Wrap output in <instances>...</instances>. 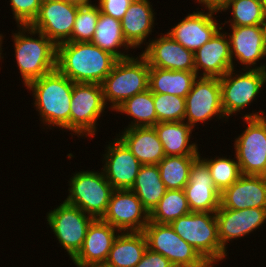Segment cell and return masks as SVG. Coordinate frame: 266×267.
I'll return each mask as SVG.
<instances>
[{
	"mask_svg": "<svg viewBox=\"0 0 266 267\" xmlns=\"http://www.w3.org/2000/svg\"><path fill=\"white\" fill-rule=\"evenodd\" d=\"M165 156L200 155L198 144L189 143L193 128L185 121L158 122L154 126Z\"/></svg>",
	"mask_w": 266,
	"mask_h": 267,
	"instance_id": "obj_26",
	"label": "cell"
},
{
	"mask_svg": "<svg viewBox=\"0 0 266 267\" xmlns=\"http://www.w3.org/2000/svg\"><path fill=\"white\" fill-rule=\"evenodd\" d=\"M17 26H29L38 15L41 0H10Z\"/></svg>",
	"mask_w": 266,
	"mask_h": 267,
	"instance_id": "obj_38",
	"label": "cell"
},
{
	"mask_svg": "<svg viewBox=\"0 0 266 267\" xmlns=\"http://www.w3.org/2000/svg\"><path fill=\"white\" fill-rule=\"evenodd\" d=\"M199 155L165 156L157 165L166 190L184 189L189 181L190 167Z\"/></svg>",
	"mask_w": 266,
	"mask_h": 267,
	"instance_id": "obj_32",
	"label": "cell"
},
{
	"mask_svg": "<svg viewBox=\"0 0 266 267\" xmlns=\"http://www.w3.org/2000/svg\"><path fill=\"white\" fill-rule=\"evenodd\" d=\"M119 233L102 219H94L87 229L82 248L72 262L77 267L104 265Z\"/></svg>",
	"mask_w": 266,
	"mask_h": 267,
	"instance_id": "obj_22",
	"label": "cell"
},
{
	"mask_svg": "<svg viewBox=\"0 0 266 267\" xmlns=\"http://www.w3.org/2000/svg\"><path fill=\"white\" fill-rule=\"evenodd\" d=\"M117 60L91 42L57 45L56 68L74 83L102 84Z\"/></svg>",
	"mask_w": 266,
	"mask_h": 267,
	"instance_id": "obj_1",
	"label": "cell"
},
{
	"mask_svg": "<svg viewBox=\"0 0 266 267\" xmlns=\"http://www.w3.org/2000/svg\"><path fill=\"white\" fill-rule=\"evenodd\" d=\"M17 28L20 30L12 33L14 55L22 82L27 86L31 81L56 69L57 46L43 33L28 25ZM36 35L38 37L35 38Z\"/></svg>",
	"mask_w": 266,
	"mask_h": 267,
	"instance_id": "obj_3",
	"label": "cell"
},
{
	"mask_svg": "<svg viewBox=\"0 0 266 267\" xmlns=\"http://www.w3.org/2000/svg\"><path fill=\"white\" fill-rule=\"evenodd\" d=\"M262 3H263L264 10L266 12V0H262Z\"/></svg>",
	"mask_w": 266,
	"mask_h": 267,
	"instance_id": "obj_46",
	"label": "cell"
},
{
	"mask_svg": "<svg viewBox=\"0 0 266 267\" xmlns=\"http://www.w3.org/2000/svg\"><path fill=\"white\" fill-rule=\"evenodd\" d=\"M150 213L166 192L158 165H141L134 185L130 189Z\"/></svg>",
	"mask_w": 266,
	"mask_h": 267,
	"instance_id": "obj_30",
	"label": "cell"
},
{
	"mask_svg": "<svg viewBox=\"0 0 266 267\" xmlns=\"http://www.w3.org/2000/svg\"><path fill=\"white\" fill-rule=\"evenodd\" d=\"M155 12L149 0H134L121 19V27L127 43L134 48L146 45V38L154 28Z\"/></svg>",
	"mask_w": 266,
	"mask_h": 267,
	"instance_id": "obj_25",
	"label": "cell"
},
{
	"mask_svg": "<svg viewBox=\"0 0 266 267\" xmlns=\"http://www.w3.org/2000/svg\"><path fill=\"white\" fill-rule=\"evenodd\" d=\"M190 212L184 189L166 190L164 196L150 212V222L170 224Z\"/></svg>",
	"mask_w": 266,
	"mask_h": 267,
	"instance_id": "obj_33",
	"label": "cell"
},
{
	"mask_svg": "<svg viewBox=\"0 0 266 267\" xmlns=\"http://www.w3.org/2000/svg\"><path fill=\"white\" fill-rule=\"evenodd\" d=\"M170 226L212 267L227 256L220 244L215 213L190 212L171 222Z\"/></svg>",
	"mask_w": 266,
	"mask_h": 267,
	"instance_id": "obj_5",
	"label": "cell"
},
{
	"mask_svg": "<svg viewBox=\"0 0 266 267\" xmlns=\"http://www.w3.org/2000/svg\"><path fill=\"white\" fill-rule=\"evenodd\" d=\"M143 232L147 248L166 257L174 267H212L170 224L149 221Z\"/></svg>",
	"mask_w": 266,
	"mask_h": 267,
	"instance_id": "obj_9",
	"label": "cell"
},
{
	"mask_svg": "<svg viewBox=\"0 0 266 267\" xmlns=\"http://www.w3.org/2000/svg\"><path fill=\"white\" fill-rule=\"evenodd\" d=\"M230 28L231 32H226V34L230 42L233 69H236L234 61L237 60L241 63L240 65H244L242 70H266L265 64L256 66L259 60L266 57V43L262 26L253 25Z\"/></svg>",
	"mask_w": 266,
	"mask_h": 267,
	"instance_id": "obj_17",
	"label": "cell"
},
{
	"mask_svg": "<svg viewBox=\"0 0 266 267\" xmlns=\"http://www.w3.org/2000/svg\"><path fill=\"white\" fill-rule=\"evenodd\" d=\"M234 157L230 159V156L229 158L226 156H215L214 159H205L199 155V158L207 165L213 182L220 192L230 187L242 176L239 163L235 155Z\"/></svg>",
	"mask_w": 266,
	"mask_h": 267,
	"instance_id": "obj_35",
	"label": "cell"
},
{
	"mask_svg": "<svg viewBox=\"0 0 266 267\" xmlns=\"http://www.w3.org/2000/svg\"><path fill=\"white\" fill-rule=\"evenodd\" d=\"M91 43L111 53L117 59H126L132 56V54H126L129 48H133L124 38L121 21L101 12ZM121 47H123V49L125 48L124 51H120Z\"/></svg>",
	"mask_w": 266,
	"mask_h": 267,
	"instance_id": "obj_29",
	"label": "cell"
},
{
	"mask_svg": "<svg viewBox=\"0 0 266 267\" xmlns=\"http://www.w3.org/2000/svg\"><path fill=\"white\" fill-rule=\"evenodd\" d=\"M46 217L58 243L72 260L82 248L87 229L94 218L65 201L49 211Z\"/></svg>",
	"mask_w": 266,
	"mask_h": 267,
	"instance_id": "obj_11",
	"label": "cell"
},
{
	"mask_svg": "<svg viewBox=\"0 0 266 267\" xmlns=\"http://www.w3.org/2000/svg\"><path fill=\"white\" fill-rule=\"evenodd\" d=\"M105 149V178L113 189H131L142 164L117 136Z\"/></svg>",
	"mask_w": 266,
	"mask_h": 267,
	"instance_id": "obj_16",
	"label": "cell"
},
{
	"mask_svg": "<svg viewBox=\"0 0 266 267\" xmlns=\"http://www.w3.org/2000/svg\"><path fill=\"white\" fill-rule=\"evenodd\" d=\"M150 66L139 54L137 57L118 59L102 82L105 104L114 111L126 99L149 89Z\"/></svg>",
	"mask_w": 266,
	"mask_h": 267,
	"instance_id": "obj_4",
	"label": "cell"
},
{
	"mask_svg": "<svg viewBox=\"0 0 266 267\" xmlns=\"http://www.w3.org/2000/svg\"><path fill=\"white\" fill-rule=\"evenodd\" d=\"M158 122L184 121L185 98L170 94L153 93Z\"/></svg>",
	"mask_w": 266,
	"mask_h": 267,
	"instance_id": "obj_37",
	"label": "cell"
},
{
	"mask_svg": "<svg viewBox=\"0 0 266 267\" xmlns=\"http://www.w3.org/2000/svg\"><path fill=\"white\" fill-rule=\"evenodd\" d=\"M73 84V81L56 68L26 86L29 91H32L40 121L48 128L52 126V128L59 127L61 130L70 131Z\"/></svg>",
	"mask_w": 266,
	"mask_h": 267,
	"instance_id": "obj_2",
	"label": "cell"
},
{
	"mask_svg": "<svg viewBox=\"0 0 266 267\" xmlns=\"http://www.w3.org/2000/svg\"><path fill=\"white\" fill-rule=\"evenodd\" d=\"M220 28L214 36L194 52L197 77H222L233 69L230 42L226 32ZM222 31V32H221Z\"/></svg>",
	"mask_w": 266,
	"mask_h": 267,
	"instance_id": "obj_21",
	"label": "cell"
},
{
	"mask_svg": "<svg viewBox=\"0 0 266 267\" xmlns=\"http://www.w3.org/2000/svg\"><path fill=\"white\" fill-rule=\"evenodd\" d=\"M185 117L193 129L199 122L206 123L217 117L227 121L221 104V88L219 78L197 77L190 92L185 97ZM222 118V119H221Z\"/></svg>",
	"mask_w": 266,
	"mask_h": 267,
	"instance_id": "obj_12",
	"label": "cell"
},
{
	"mask_svg": "<svg viewBox=\"0 0 266 267\" xmlns=\"http://www.w3.org/2000/svg\"><path fill=\"white\" fill-rule=\"evenodd\" d=\"M78 8L60 0L43 2L29 26L43 33L57 46L71 38Z\"/></svg>",
	"mask_w": 266,
	"mask_h": 267,
	"instance_id": "obj_14",
	"label": "cell"
},
{
	"mask_svg": "<svg viewBox=\"0 0 266 267\" xmlns=\"http://www.w3.org/2000/svg\"><path fill=\"white\" fill-rule=\"evenodd\" d=\"M220 207L266 209V176L242 175L221 192Z\"/></svg>",
	"mask_w": 266,
	"mask_h": 267,
	"instance_id": "obj_23",
	"label": "cell"
},
{
	"mask_svg": "<svg viewBox=\"0 0 266 267\" xmlns=\"http://www.w3.org/2000/svg\"><path fill=\"white\" fill-rule=\"evenodd\" d=\"M226 10L232 14V18L225 21L230 23L229 27L261 26L265 13L262 0H231L219 12Z\"/></svg>",
	"mask_w": 266,
	"mask_h": 267,
	"instance_id": "obj_34",
	"label": "cell"
},
{
	"mask_svg": "<svg viewBox=\"0 0 266 267\" xmlns=\"http://www.w3.org/2000/svg\"><path fill=\"white\" fill-rule=\"evenodd\" d=\"M102 220L120 232H141L150 221V213L130 189H114Z\"/></svg>",
	"mask_w": 266,
	"mask_h": 267,
	"instance_id": "obj_13",
	"label": "cell"
},
{
	"mask_svg": "<svg viewBox=\"0 0 266 267\" xmlns=\"http://www.w3.org/2000/svg\"><path fill=\"white\" fill-rule=\"evenodd\" d=\"M134 0H98L101 13L121 21Z\"/></svg>",
	"mask_w": 266,
	"mask_h": 267,
	"instance_id": "obj_39",
	"label": "cell"
},
{
	"mask_svg": "<svg viewBox=\"0 0 266 267\" xmlns=\"http://www.w3.org/2000/svg\"><path fill=\"white\" fill-rule=\"evenodd\" d=\"M114 111L126 114L132 118L131 123L126 128L154 127L158 123L153 93L150 89L126 99Z\"/></svg>",
	"mask_w": 266,
	"mask_h": 267,
	"instance_id": "obj_31",
	"label": "cell"
},
{
	"mask_svg": "<svg viewBox=\"0 0 266 267\" xmlns=\"http://www.w3.org/2000/svg\"><path fill=\"white\" fill-rule=\"evenodd\" d=\"M116 135L142 165H157L165 157L163 145L154 127L124 128V131Z\"/></svg>",
	"mask_w": 266,
	"mask_h": 267,
	"instance_id": "obj_24",
	"label": "cell"
},
{
	"mask_svg": "<svg viewBox=\"0 0 266 267\" xmlns=\"http://www.w3.org/2000/svg\"><path fill=\"white\" fill-rule=\"evenodd\" d=\"M85 267H106L104 265H89V266H85Z\"/></svg>",
	"mask_w": 266,
	"mask_h": 267,
	"instance_id": "obj_45",
	"label": "cell"
},
{
	"mask_svg": "<svg viewBox=\"0 0 266 267\" xmlns=\"http://www.w3.org/2000/svg\"><path fill=\"white\" fill-rule=\"evenodd\" d=\"M184 192L191 212L215 213L220 207L221 192L216 188L207 165L199 157L190 167Z\"/></svg>",
	"mask_w": 266,
	"mask_h": 267,
	"instance_id": "obj_19",
	"label": "cell"
},
{
	"mask_svg": "<svg viewBox=\"0 0 266 267\" xmlns=\"http://www.w3.org/2000/svg\"><path fill=\"white\" fill-rule=\"evenodd\" d=\"M135 267H174L172 263L160 253L146 249L141 261Z\"/></svg>",
	"mask_w": 266,
	"mask_h": 267,
	"instance_id": "obj_40",
	"label": "cell"
},
{
	"mask_svg": "<svg viewBox=\"0 0 266 267\" xmlns=\"http://www.w3.org/2000/svg\"><path fill=\"white\" fill-rule=\"evenodd\" d=\"M197 75L193 71L167 70L150 67L149 89L152 93L186 97Z\"/></svg>",
	"mask_w": 266,
	"mask_h": 267,
	"instance_id": "obj_28",
	"label": "cell"
},
{
	"mask_svg": "<svg viewBox=\"0 0 266 267\" xmlns=\"http://www.w3.org/2000/svg\"><path fill=\"white\" fill-rule=\"evenodd\" d=\"M243 71L236 74V70L231 69L219 78L221 104L226 119L253 103L266 83V70Z\"/></svg>",
	"mask_w": 266,
	"mask_h": 267,
	"instance_id": "obj_10",
	"label": "cell"
},
{
	"mask_svg": "<svg viewBox=\"0 0 266 267\" xmlns=\"http://www.w3.org/2000/svg\"><path fill=\"white\" fill-rule=\"evenodd\" d=\"M148 40L140 53L150 67L195 72L194 52L176 42L167 32Z\"/></svg>",
	"mask_w": 266,
	"mask_h": 267,
	"instance_id": "obj_15",
	"label": "cell"
},
{
	"mask_svg": "<svg viewBox=\"0 0 266 267\" xmlns=\"http://www.w3.org/2000/svg\"><path fill=\"white\" fill-rule=\"evenodd\" d=\"M109 108L103 99L101 84L74 83L70 102V131L77 137H94L97 120Z\"/></svg>",
	"mask_w": 266,
	"mask_h": 267,
	"instance_id": "obj_8",
	"label": "cell"
},
{
	"mask_svg": "<svg viewBox=\"0 0 266 267\" xmlns=\"http://www.w3.org/2000/svg\"><path fill=\"white\" fill-rule=\"evenodd\" d=\"M46 1H51V0H41L42 3H43V2H46Z\"/></svg>",
	"mask_w": 266,
	"mask_h": 267,
	"instance_id": "obj_47",
	"label": "cell"
},
{
	"mask_svg": "<svg viewBox=\"0 0 266 267\" xmlns=\"http://www.w3.org/2000/svg\"><path fill=\"white\" fill-rule=\"evenodd\" d=\"M68 182L69 195L64 201L80 208L94 219H102L114 190L102 169L101 172L95 170L75 172Z\"/></svg>",
	"mask_w": 266,
	"mask_h": 267,
	"instance_id": "obj_7",
	"label": "cell"
},
{
	"mask_svg": "<svg viewBox=\"0 0 266 267\" xmlns=\"http://www.w3.org/2000/svg\"><path fill=\"white\" fill-rule=\"evenodd\" d=\"M98 4L80 6L77 11L71 38L67 42H91L100 15Z\"/></svg>",
	"mask_w": 266,
	"mask_h": 267,
	"instance_id": "obj_36",
	"label": "cell"
},
{
	"mask_svg": "<svg viewBox=\"0 0 266 267\" xmlns=\"http://www.w3.org/2000/svg\"><path fill=\"white\" fill-rule=\"evenodd\" d=\"M147 249V239L141 232H120L115 239L107 260L106 267H135Z\"/></svg>",
	"mask_w": 266,
	"mask_h": 267,
	"instance_id": "obj_27",
	"label": "cell"
},
{
	"mask_svg": "<svg viewBox=\"0 0 266 267\" xmlns=\"http://www.w3.org/2000/svg\"><path fill=\"white\" fill-rule=\"evenodd\" d=\"M247 127L235 138L234 153L242 175L266 176V116L252 111L243 115Z\"/></svg>",
	"mask_w": 266,
	"mask_h": 267,
	"instance_id": "obj_6",
	"label": "cell"
},
{
	"mask_svg": "<svg viewBox=\"0 0 266 267\" xmlns=\"http://www.w3.org/2000/svg\"><path fill=\"white\" fill-rule=\"evenodd\" d=\"M60 1L72 4V5H76L78 7L92 4L91 0H60Z\"/></svg>",
	"mask_w": 266,
	"mask_h": 267,
	"instance_id": "obj_42",
	"label": "cell"
},
{
	"mask_svg": "<svg viewBox=\"0 0 266 267\" xmlns=\"http://www.w3.org/2000/svg\"><path fill=\"white\" fill-rule=\"evenodd\" d=\"M201 6H205L206 9L220 11L231 0H195Z\"/></svg>",
	"mask_w": 266,
	"mask_h": 267,
	"instance_id": "obj_41",
	"label": "cell"
},
{
	"mask_svg": "<svg viewBox=\"0 0 266 267\" xmlns=\"http://www.w3.org/2000/svg\"><path fill=\"white\" fill-rule=\"evenodd\" d=\"M3 38H4V36H3V34H0V60L2 59V58H4L3 56H2V52H3V50H2V44H3ZM2 51V52H1Z\"/></svg>",
	"mask_w": 266,
	"mask_h": 267,
	"instance_id": "obj_44",
	"label": "cell"
},
{
	"mask_svg": "<svg viewBox=\"0 0 266 267\" xmlns=\"http://www.w3.org/2000/svg\"><path fill=\"white\" fill-rule=\"evenodd\" d=\"M261 26H262V29H263L264 40H265V43H266V12L264 13V18H263Z\"/></svg>",
	"mask_w": 266,
	"mask_h": 267,
	"instance_id": "obj_43",
	"label": "cell"
},
{
	"mask_svg": "<svg viewBox=\"0 0 266 267\" xmlns=\"http://www.w3.org/2000/svg\"><path fill=\"white\" fill-rule=\"evenodd\" d=\"M221 247L227 252V243L243 238L266 223V209L246 208L233 210L221 208L215 212Z\"/></svg>",
	"mask_w": 266,
	"mask_h": 267,
	"instance_id": "obj_20",
	"label": "cell"
},
{
	"mask_svg": "<svg viewBox=\"0 0 266 267\" xmlns=\"http://www.w3.org/2000/svg\"><path fill=\"white\" fill-rule=\"evenodd\" d=\"M207 11L205 13V10H198L191 14L188 13L167 33L183 47L195 52L222 28L218 23L220 21L214 17L219 12L211 9H207Z\"/></svg>",
	"mask_w": 266,
	"mask_h": 267,
	"instance_id": "obj_18",
	"label": "cell"
}]
</instances>
